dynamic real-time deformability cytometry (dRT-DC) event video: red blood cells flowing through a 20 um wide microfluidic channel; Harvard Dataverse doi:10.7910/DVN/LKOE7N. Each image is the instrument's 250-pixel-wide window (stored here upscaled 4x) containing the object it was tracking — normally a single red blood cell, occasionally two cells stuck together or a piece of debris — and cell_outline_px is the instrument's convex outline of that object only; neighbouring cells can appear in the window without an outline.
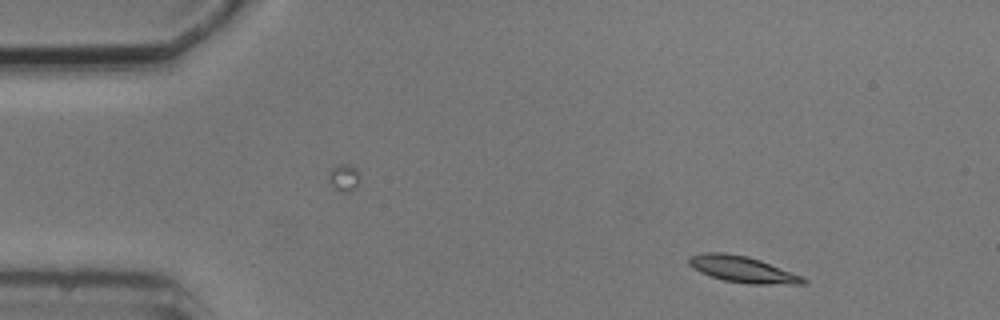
{"species": "common noctule bat (a hibernating species)", "species_latin": "Nyctalus noctula", "temperature_condition": "cold", "stored_images_in_passage": 5, "camera_frame_rate_fps": 3000, "um_per_image_px": 0.085, "animal": {"sex": "male", "body_mass_g": 20.5, "forearm_length_mm": 52.5}, "frame": {"image": 1, "passage_image": 1, "time_ms": 0.0, "image_size_px": [1000, 320], "cell_outline_px": [[808, 284], [748, 284], [724, 280], [700, 272], [692, 268], [688, 264], [688, 256], [704, 252], [724, 252], [748, 256], [760, 260], [804, 276], [808, 280]], "centroid_in_image_um": [63.14, 22.89], "position_along_channel_um": 21.9, "area_um2": 17.74}}
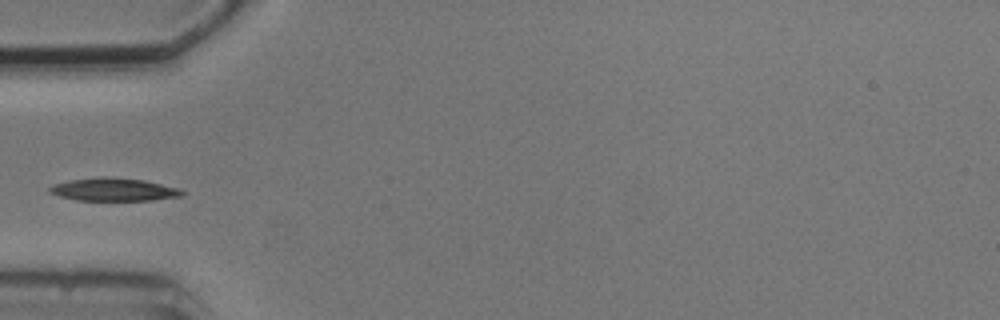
{"frame": {"image": 2, "passage_image": 4, "time_ms": 3.667, "image_size_px": [1000, 320], "cell_outline_px": [[184, 196], [152, 200], [76, 200], [60, 196], [48, 192], [48, 188], [52, 184], [68, 180], [100, 176], [104, 176], [144, 180], [180, 188], [184, 192]], "centroid_in_image_um": [9.65, 16.1], "position_along_channel_um": 75.3, "area_um2": 17.86}}
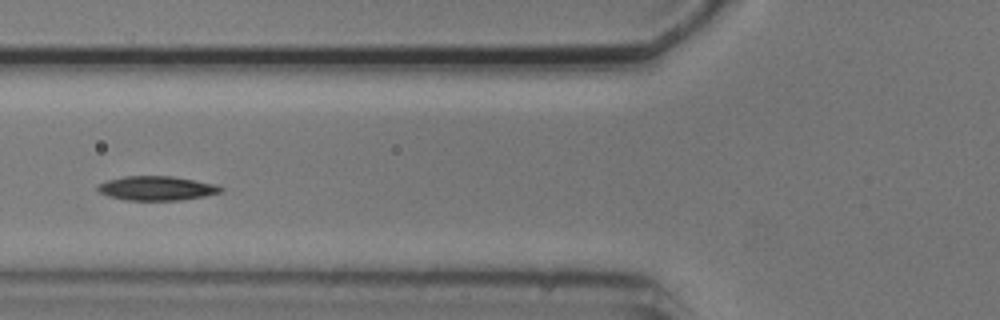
{"frame": {"image": 3, "passage_image": 5, "time_ms": 4.667, "image_size_px": [1000, 320], "cell_outline_px": [[224, 188], [220, 192], [204, 196], [180, 200], [124, 200], [108, 196], [100, 192], [96, 188], [96, 184], [108, 180], [124, 176], [172, 176], [220, 184]], "centroid_in_image_um": [13.33, 15.99], "position_along_channel_um": 112.5, "area_um2": 17.57}}